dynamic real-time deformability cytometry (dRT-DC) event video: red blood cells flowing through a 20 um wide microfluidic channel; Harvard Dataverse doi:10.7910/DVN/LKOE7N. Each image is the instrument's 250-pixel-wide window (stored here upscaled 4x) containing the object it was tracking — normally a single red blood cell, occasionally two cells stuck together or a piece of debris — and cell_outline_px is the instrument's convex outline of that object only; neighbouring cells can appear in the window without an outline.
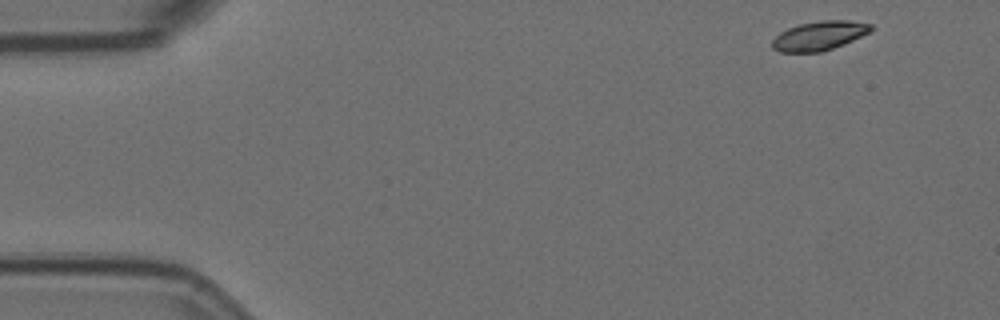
{"species": "Egyptian fruit bat (a non-hibernating species)", "species_latin": "Rousettus aegyptiacus", "temperature_condition": "room temperature", "stored_images_in_passage": 8, "camera_frame_rate_fps": 3000, "um_per_image_px": 0.085, "animal": {"sex": "female"}, "frame": {"image": 1, "passage_image": 1, "time_ms": 0.0, "image_size_px": [1000, 320], "cell_outline_px": [[872, 28], [868, 32], [844, 44], [820, 52], [780, 52], [772, 48], [772, 40], [780, 32], [788, 28], [800, 24], [820, 20], [848, 20], [872, 24]], "centroid_in_image_um": [69.6, 3.03], "position_along_channel_um": 15.4, "area_um2": 16.59}}
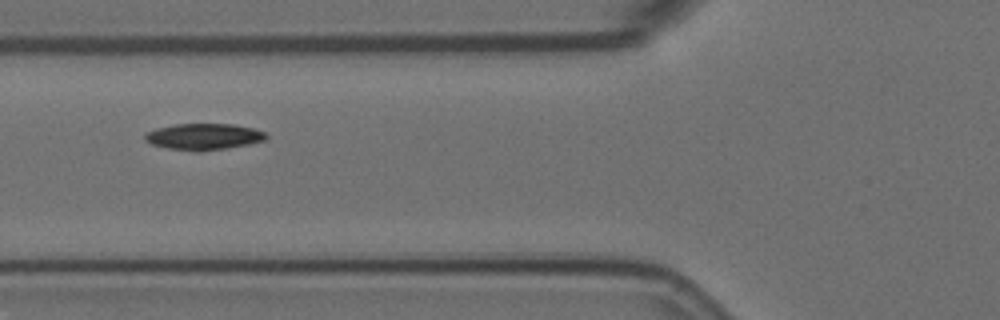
{"frame": {"image": 2, "passage_image": 6, "time_ms": 1.667, "image_size_px": [1000, 320], "cell_outline_px": [[268, 136], [264, 140], [248, 144], [200, 152], [196, 152], [168, 148], [152, 144], [144, 140], [144, 136], [148, 132], [156, 128], [176, 124], [232, 124], [252, 128], [264, 132]], "centroid_in_image_um": [17.29, 11.62], "position_along_channel_um": 108.5, "area_um2": 18.44}}
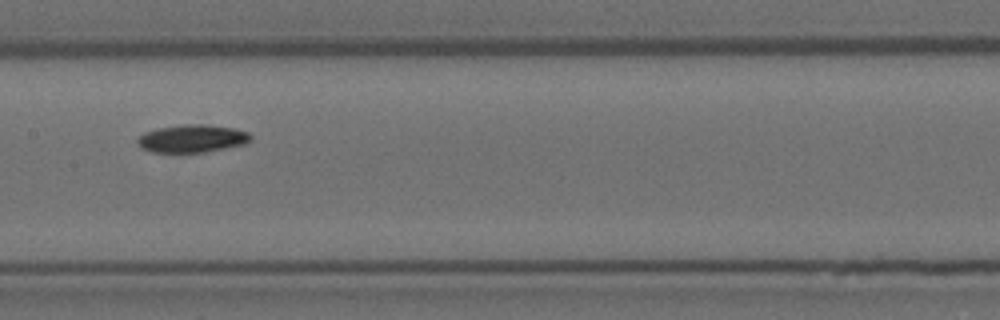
{"frame": {"image": 3, "passage_image": 8, "time_ms": 2.333, "image_size_px": [1000, 320], "cell_outline_px": [[252, 140], [244, 144], [204, 152], [152, 152], [140, 148], [136, 140], [144, 132], [156, 128], [180, 124], [200, 124], [236, 128], [248, 132], [252, 136]], "centroid_in_image_um": [16.32, 11.76], "position_along_channel_um": 191.1, "area_um2": 18.44}}